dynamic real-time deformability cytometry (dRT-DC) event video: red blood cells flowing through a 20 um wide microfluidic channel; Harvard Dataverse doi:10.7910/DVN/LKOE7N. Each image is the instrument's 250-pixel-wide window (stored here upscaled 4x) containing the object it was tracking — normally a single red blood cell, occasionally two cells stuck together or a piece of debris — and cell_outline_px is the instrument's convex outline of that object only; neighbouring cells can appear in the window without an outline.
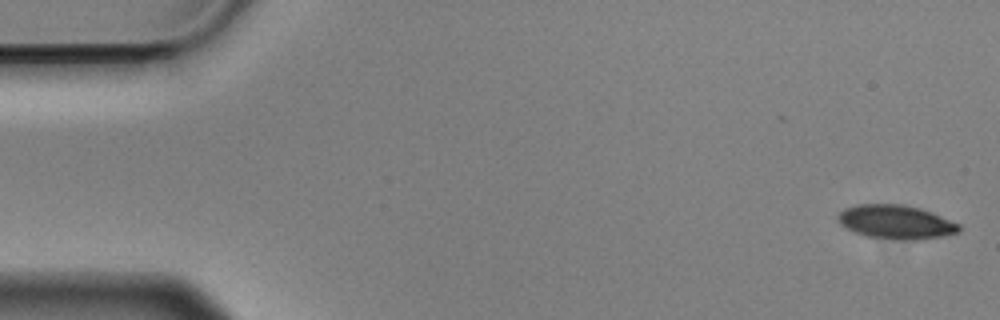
{"species": "Egyptian fruit bat (a non-hibernating species)", "species_latin": "Rousettus aegyptiacus", "temperature_condition": "cold", "stored_images_in_passage": 11, "camera_frame_rate_fps": 3000, "um_per_image_px": 0.085, "animal": {"sex": "male"}, "frame": {"image": 1, "passage_image": 1, "time_ms": 0.0, "image_size_px": [1000, 320], "cell_outline_px": [[960, 232], [944, 236], [916, 240], [908, 240], [864, 236], [840, 224], [836, 220], [836, 216], [844, 208], [856, 204], [904, 204], [920, 208], [932, 212], [960, 224]], "centroid_in_image_um": [76.15, 18.86], "position_along_channel_um": 8.8, "area_um2": 24.04}}